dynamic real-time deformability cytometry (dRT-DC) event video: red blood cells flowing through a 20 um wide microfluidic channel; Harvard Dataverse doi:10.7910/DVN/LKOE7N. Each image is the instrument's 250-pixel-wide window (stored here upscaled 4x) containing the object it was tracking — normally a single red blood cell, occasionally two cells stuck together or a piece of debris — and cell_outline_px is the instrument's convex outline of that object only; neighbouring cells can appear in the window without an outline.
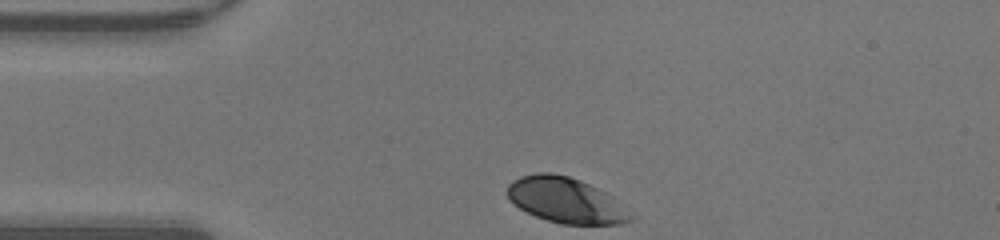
{"species": "human", "species_latin": "Homo sapiens", "temperature_condition": "warm", "stored_images_in_passage": 28, "camera_frame_rate_fps": 3000, "um_per_image_px": 0.085, "donor": {"sex": "male"}, "frame": {"image": 1, "passage_image": 1, "time_ms": 0.0, "image_size_px": [1000, 240], "cell_outline_px": [[636, 216], [632, 220], [620, 224], [560, 224], [536, 216], [520, 208], [508, 200], [508, 184], [512, 180], [520, 176], [536, 172], [552, 172], [568, 176], [580, 180], [612, 196]], "centroid_in_image_um": [48.1, 17.02], "position_along_channel_um": 36.9, "area_um2": 32.71}}
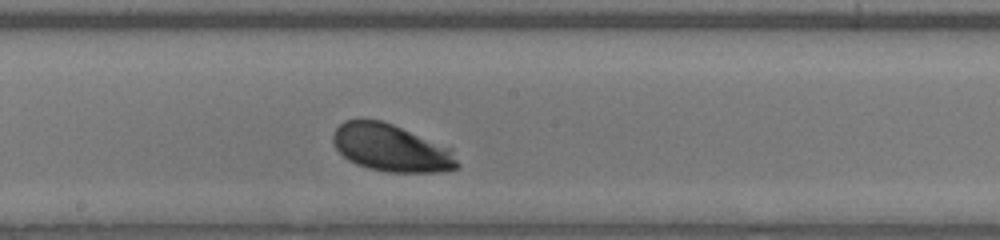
{"frame": {"image": 2, "passage_image": 16, "time_ms": 5.0, "image_size_px": [1000, 240], "cell_outline_px": [[460, 168], [444, 172], [388, 172], [368, 168], [356, 164], [348, 160], [332, 144], [332, 132], [344, 120], [380, 120], [392, 124], [452, 148], [460, 164]], "centroid_in_image_um": [33.27, 12.59], "position_along_channel_um": 214.9, "area_um2": 34.45}}
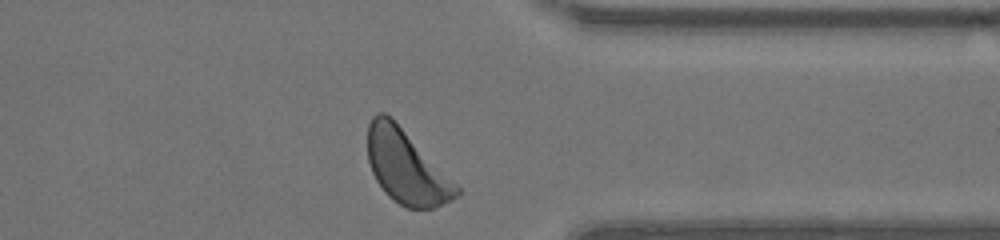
{"frame": {"image": 3, "passage_image": 28, "time_ms": 9.0, "image_size_px": [1000, 240], "cell_outline_px": [[460, 192], [452, 200], [432, 208], [408, 208], [400, 204], [388, 196], [376, 180], [372, 172], [368, 160], [368, 124], [372, 116], [376, 112], [384, 112], [392, 116], [460, 188]], "centroid_in_image_um": [34.5, 14.15], "position_along_channel_um": 376.9, "area_um2": 37.8}, "authors_computed_cell_mechanics": {"area_um2": 33.8708, "velocity_mm_per_s": 4.2401, "shape_relaxation_time_tau1_ms": 1.0241, "shape_relaxation_time_tau2_ms": 6.9646, "deformation_change_tau1": 0.0984, "deformation_change_tau2": 0.2148}}